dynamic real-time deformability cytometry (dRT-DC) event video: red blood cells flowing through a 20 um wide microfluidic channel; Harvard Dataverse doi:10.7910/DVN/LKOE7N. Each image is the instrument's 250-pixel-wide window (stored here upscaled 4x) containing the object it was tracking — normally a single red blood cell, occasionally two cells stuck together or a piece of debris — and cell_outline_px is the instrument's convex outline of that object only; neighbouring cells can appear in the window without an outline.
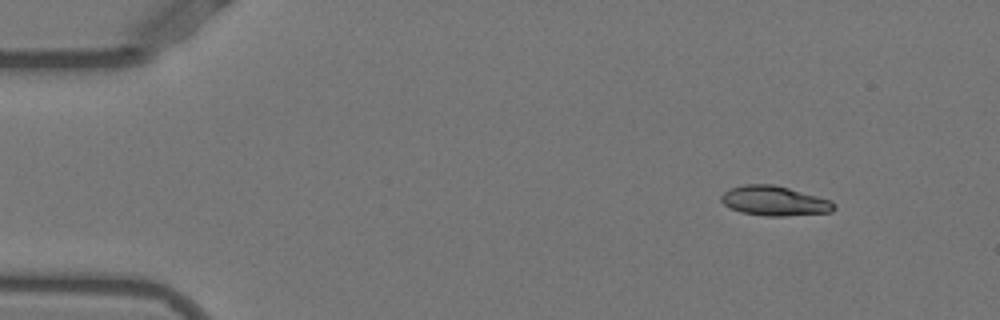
{"species": "Egyptian fruit bat (a non-hibernating species)", "species_latin": "Rousettus aegyptiacus", "temperature_condition": "warm", "stored_images_in_passage": 47, "camera_frame_rate_fps": 3000, "um_per_image_px": 0.085, "animal": {"sex": "female"}, "frame": {"image": 1, "passage_image": 1, "time_ms": 0.0, "image_size_px": [1000, 320], "cell_outline_px": [[836, 208], [832, 212], [784, 216], [764, 216], [740, 212], [724, 204], [720, 200], [720, 196], [724, 192], [732, 188], [744, 184], [772, 184], [788, 188], [832, 200], [836, 204]], "centroid_in_image_um": [65.85, 17.08], "position_along_channel_um": 19.1, "area_um2": 19.54}}
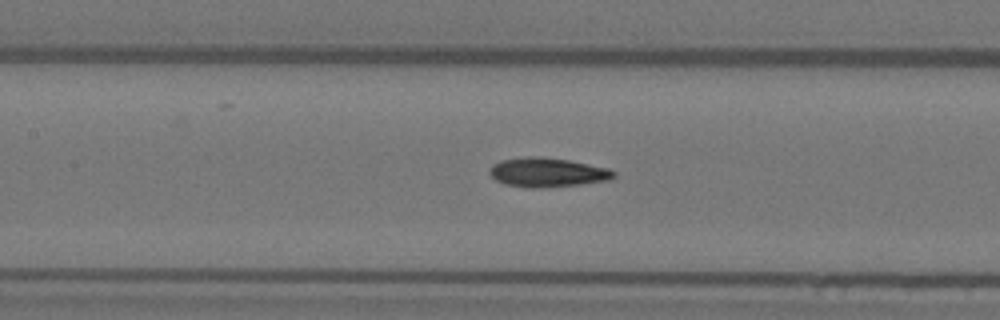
{"frame": {"image": 2, "passage_image": 19, "time_ms": 6.0, "image_size_px": [1000, 320], "cell_outline_px": [[616, 176], [608, 180], [580, 184], [532, 188], [528, 188], [504, 184], [496, 180], [488, 172], [492, 164], [500, 160], [528, 156], [540, 156], [568, 160], [608, 168], [616, 172]], "centroid_in_image_um": [46.49, 14.64], "position_along_channel_um": 160.9, "area_um2": 21.1}}
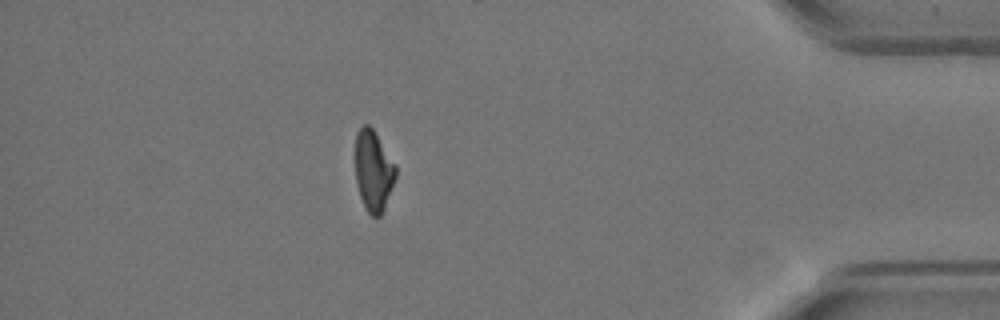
{"frame": {"image": 3, "passage_image": 41, "time_ms": 13.333, "image_size_px": [1000, 320], "cell_outline_px": [[396, 176], [384, 208], [380, 216], [372, 216], [368, 212], [360, 196], [356, 184], [356, 132], [364, 124], [368, 124], [372, 128], [396, 164]], "centroid_in_image_um": [31.74, 14.5], "position_along_channel_um": 403.5, "area_um2": 18.79}, "authors_computed_cell_mechanics": {"area_um2": 19.9988, "velocity_mm_per_s": 3.9068, "shape_relaxation_time_tau1_ms": 5.1799, "shape_relaxation_time_tau2_ms": 3.3505, "deformation_change_tau1": 0.2098, "deformation_change_tau2": 0.0742}}